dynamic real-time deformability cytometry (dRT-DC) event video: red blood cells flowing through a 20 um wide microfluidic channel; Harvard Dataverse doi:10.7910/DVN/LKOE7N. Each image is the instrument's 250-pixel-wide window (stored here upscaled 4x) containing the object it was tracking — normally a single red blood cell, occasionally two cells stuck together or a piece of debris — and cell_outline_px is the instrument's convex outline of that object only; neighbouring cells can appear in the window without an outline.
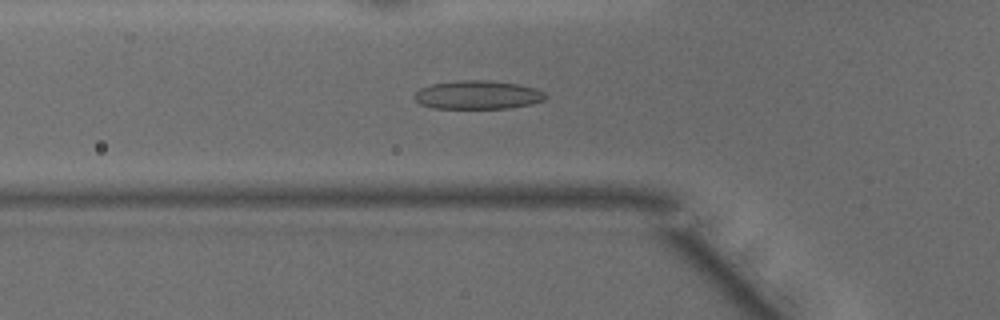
{"species": "common noctule bat (a hibernating species)", "species_latin": "Nyctalus noctula", "temperature_condition": "warm", "stored_images_in_passage": 48, "camera_frame_rate_fps": 3000, "um_per_image_px": 0.085, "animal": {"sex": "male", "body_mass_g": 15.6}, "frame": {"image": 1, "passage_image": 16, "time_ms": 5.0, "image_size_px": [1000, 320], "cell_outline_px": [[548, 96], [544, 100], [532, 104], [508, 108], [436, 108], [420, 104], [412, 96], [420, 88], [432, 84], [460, 80], [488, 80], [520, 84], [536, 88], [544, 92]], "centroid_in_image_um": [40.63, 8.06], "position_along_channel_um": 85.2, "area_um2": 21.91}}
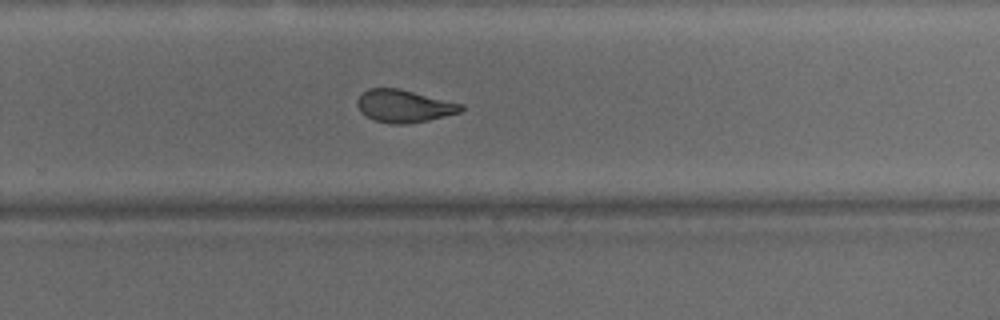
{"frame": {"image": 2, "passage_image": 31, "time_ms": 10.0, "image_size_px": [1000, 320], "cell_outline_px": [[464, 108], [460, 112], [428, 120], [408, 124], [388, 124], [376, 120], [360, 112], [356, 104], [356, 100], [368, 88], [400, 88], [464, 104]], "centroid_in_image_um": [34.34, 9.01], "position_along_channel_um": 295.5, "area_um2": 19.77}}
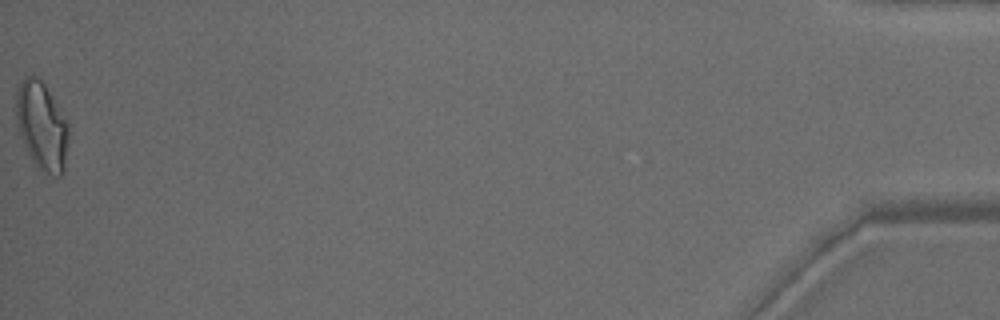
{"frame": {"image": 3, "passage_image": 48, "time_ms": 15.667, "image_size_px": [1000, 320], "cell_outline_px": [[68, 132], [64, 172], [60, 176], [52, 176], [40, 168], [32, 160], [24, 148], [20, 136], [16, 120], [16, 96], [20, 80], [24, 76], [36, 76], [44, 84], [52, 96], [68, 124]], "centroid_in_image_um": [3.53, 10.7], "position_along_channel_um": 431.7, "area_um2": 26.76}, "authors_computed_cell_mechanics": {"area_um2": 20.9525, "velocity_mm_per_s": 4.195, "shape_relaxation_time_tau1_ms": 6.7122, "shape_relaxation_time_tau2_ms": 1.0828, "deformation_change_tau1": 0.2041, "deformation_change_tau2": 0.0825}}